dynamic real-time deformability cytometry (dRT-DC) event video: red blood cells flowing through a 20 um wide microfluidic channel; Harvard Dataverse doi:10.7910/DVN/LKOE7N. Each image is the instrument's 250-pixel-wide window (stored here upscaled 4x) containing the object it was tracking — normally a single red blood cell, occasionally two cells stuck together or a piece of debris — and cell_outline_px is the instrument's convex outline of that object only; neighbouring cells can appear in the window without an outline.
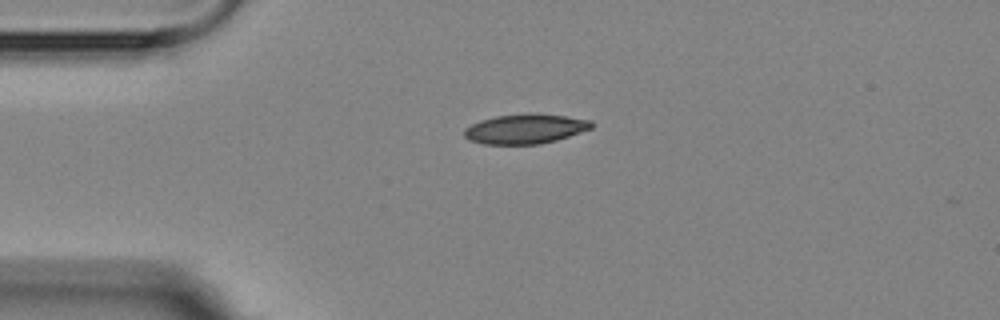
{"species": "Egyptian fruit bat (a non-hibernating species)", "species_latin": "Rousettus aegyptiacus", "temperature_condition": "room temperature", "stored_images_in_passage": 2, "camera_frame_rate_fps": 3000, "um_per_image_px": 0.085, "animal": {"sex": "female"}, "frame": {"image": 1, "passage_image": 1, "time_ms": 0.0, "image_size_px": [1000, 320], "cell_outline_px": [[592, 128], [556, 140], [540, 144], [484, 144], [468, 140], [464, 136], [464, 128], [480, 120], [496, 116], [528, 112], [536, 112], [592, 120]], "centroid_in_image_um": [44.62, 10.94], "position_along_channel_um": 40.4, "area_um2": 22.2}}